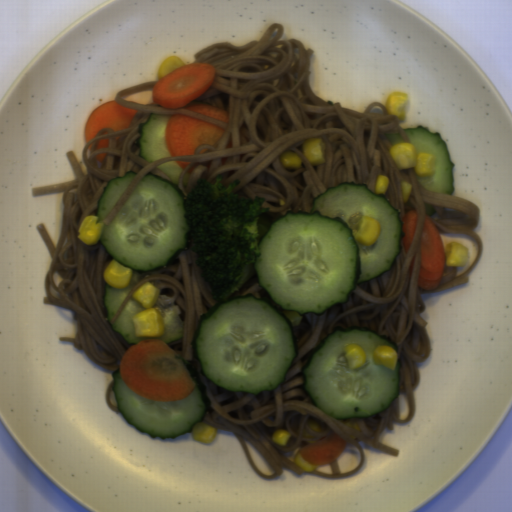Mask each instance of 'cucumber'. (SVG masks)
<instances>
[{
    "instance_id": "cucumber-1",
    "label": "cucumber",
    "mask_w": 512,
    "mask_h": 512,
    "mask_svg": "<svg viewBox=\"0 0 512 512\" xmlns=\"http://www.w3.org/2000/svg\"><path fill=\"white\" fill-rule=\"evenodd\" d=\"M380 221L375 245L353 239L362 216ZM400 210L383 194L355 181L328 187L311 212L288 210L273 219L259 242L254 269L269 296H231L200 315L192 354L216 387L247 395L285 382L299 349L282 310L321 316L348 302L357 284L388 273L402 252Z\"/></svg>"
},
{
    "instance_id": "cucumber-2",
    "label": "cucumber",
    "mask_w": 512,
    "mask_h": 512,
    "mask_svg": "<svg viewBox=\"0 0 512 512\" xmlns=\"http://www.w3.org/2000/svg\"><path fill=\"white\" fill-rule=\"evenodd\" d=\"M170 181L153 175L144 176L119 209L110 225H103L100 244L109 258L133 269L129 284L124 289L104 286L102 302L107 310L111 329L127 344L133 346L142 340H161L165 345L183 337L185 326L180 317L181 308L165 294L158 295L153 308L161 313L165 330L159 337H137L133 316L147 310L133 297L129 299L113 324L112 319L145 272L169 267L192 240V227L184 204L186 194L178 185L184 169L174 161L156 167Z\"/></svg>"
},
{
    "instance_id": "cucumber-3",
    "label": "cucumber",
    "mask_w": 512,
    "mask_h": 512,
    "mask_svg": "<svg viewBox=\"0 0 512 512\" xmlns=\"http://www.w3.org/2000/svg\"><path fill=\"white\" fill-rule=\"evenodd\" d=\"M355 343L367 354L363 367L348 369L344 347ZM386 345L398 353L396 343L387 335L357 324L334 326L316 348L311 349L303 375L302 393L314 406L331 417L346 421L385 412L400 395L401 363L395 370L375 364L374 349Z\"/></svg>"
},
{
    "instance_id": "cucumber-4",
    "label": "cucumber",
    "mask_w": 512,
    "mask_h": 512,
    "mask_svg": "<svg viewBox=\"0 0 512 512\" xmlns=\"http://www.w3.org/2000/svg\"><path fill=\"white\" fill-rule=\"evenodd\" d=\"M175 358L181 359L195 383L193 392L179 401L146 399L124 384L120 367L111 373L116 408L131 426L152 439L173 440L192 433L197 423H203L211 408L212 400L197 367L182 357L176 355Z\"/></svg>"
},
{
    "instance_id": "cucumber-5",
    "label": "cucumber",
    "mask_w": 512,
    "mask_h": 512,
    "mask_svg": "<svg viewBox=\"0 0 512 512\" xmlns=\"http://www.w3.org/2000/svg\"><path fill=\"white\" fill-rule=\"evenodd\" d=\"M402 130L407 135L410 144L416 147L418 153L435 155L433 162L435 174L419 176L416 173L419 183L431 192L453 197L455 190L453 168L456 167V164L452 162L447 143L443 140L441 134L438 131L431 132L428 127L421 124L417 127H407Z\"/></svg>"
},
{
    "instance_id": "cucumber-6",
    "label": "cucumber",
    "mask_w": 512,
    "mask_h": 512,
    "mask_svg": "<svg viewBox=\"0 0 512 512\" xmlns=\"http://www.w3.org/2000/svg\"><path fill=\"white\" fill-rule=\"evenodd\" d=\"M168 117L150 113L146 122L137 126V132L140 135L136 140L138 154L149 164L165 157H171L165 141V126Z\"/></svg>"
},
{
    "instance_id": "cucumber-7",
    "label": "cucumber",
    "mask_w": 512,
    "mask_h": 512,
    "mask_svg": "<svg viewBox=\"0 0 512 512\" xmlns=\"http://www.w3.org/2000/svg\"><path fill=\"white\" fill-rule=\"evenodd\" d=\"M137 174L135 171H128L122 177H116L106 182L97 200V208L92 213V215L98 217L97 223L102 222L111 212Z\"/></svg>"
},
{
    "instance_id": "cucumber-8",
    "label": "cucumber",
    "mask_w": 512,
    "mask_h": 512,
    "mask_svg": "<svg viewBox=\"0 0 512 512\" xmlns=\"http://www.w3.org/2000/svg\"><path fill=\"white\" fill-rule=\"evenodd\" d=\"M391 145H395L396 143L405 142L399 133H383Z\"/></svg>"
}]
</instances>
